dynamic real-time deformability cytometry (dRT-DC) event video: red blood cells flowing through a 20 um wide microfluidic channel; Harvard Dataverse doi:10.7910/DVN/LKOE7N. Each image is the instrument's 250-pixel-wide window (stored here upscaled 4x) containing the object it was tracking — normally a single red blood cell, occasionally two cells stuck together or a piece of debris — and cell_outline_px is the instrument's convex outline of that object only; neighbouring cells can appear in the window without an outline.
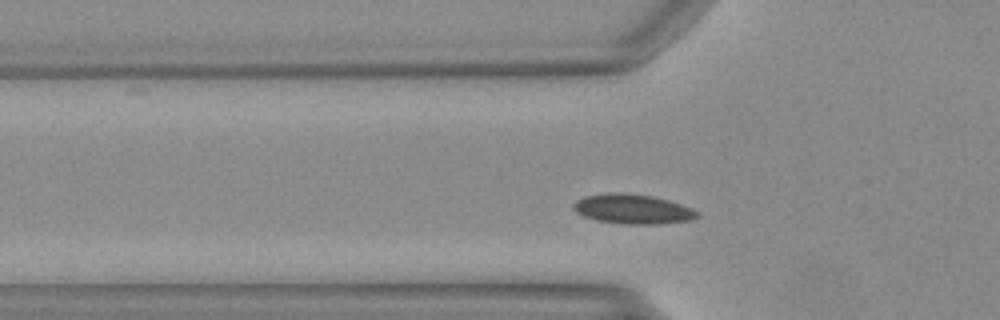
{"species": "Egyptian fruit bat (a non-hibernating species)", "species_latin": "Rousettus aegyptiacus", "temperature_condition": "warm", "stored_images_in_passage": 43, "camera_frame_rate_fps": 3000, "um_per_image_px": 0.085, "animal": {"sex": "female"}, "frame": {"image": 1, "passage_image": 9, "time_ms": 2.667, "image_size_px": [1000, 320], "cell_outline_px": [[700, 216], [692, 220], [660, 224], [624, 224], [596, 220], [584, 216], [576, 212], [572, 208], [572, 204], [576, 200], [584, 196], [652, 196], [668, 200], [692, 208], [700, 212]], "centroid_in_image_um": [53.86, 17.84], "position_along_channel_um": 71.9, "area_um2": 20.46}}
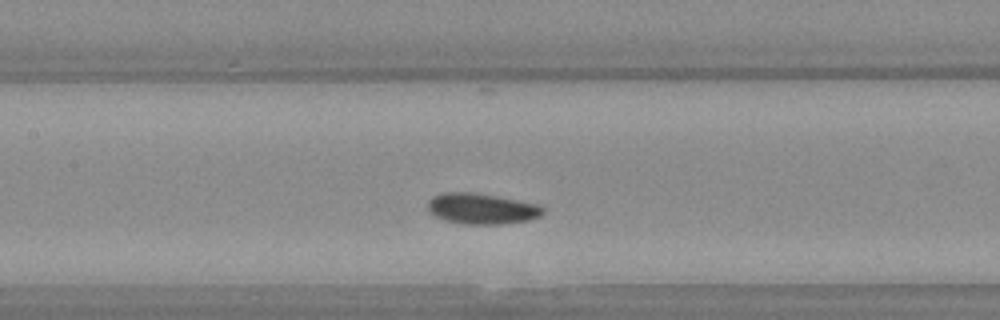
{"frame": {"image": 2, "passage_image": 16, "time_ms": 5.0, "image_size_px": [1000, 320], "cell_outline_px": [[544, 212], [540, 216], [528, 220], [500, 224], [460, 224], [444, 220], [428, 212], [428, 200], [432, 196], [444, 192], [468, 192], [516, 200], [536, 204], [544, 208]], "centroid_in_image_um": [40.88, 17.75], "position_along_channel_um": 166.5, "area_um2": 20.46}}
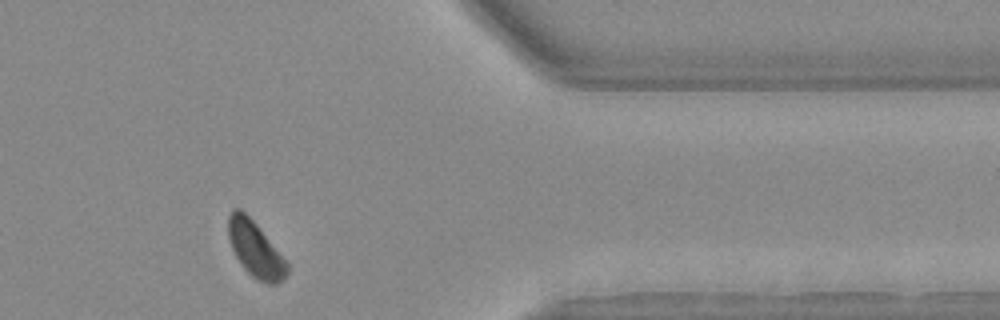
{"frame": {"image": 3, "passage_image": 34, "time_ms": 11.0, "image_size_px": [1000, 320], "cell_outline_px": [[288, 272], [276, 284], [268, 284], [252, 276], [244, 268], [236, 256], [232, 248], [228, 236], [228, 216], [232, 208], [240, 208], [256, 224], [288, 264]], "centroid_in_image_um": [21.67, 21.16], "position_along_channel_um": 389.7, "area_um2": 18.5}}